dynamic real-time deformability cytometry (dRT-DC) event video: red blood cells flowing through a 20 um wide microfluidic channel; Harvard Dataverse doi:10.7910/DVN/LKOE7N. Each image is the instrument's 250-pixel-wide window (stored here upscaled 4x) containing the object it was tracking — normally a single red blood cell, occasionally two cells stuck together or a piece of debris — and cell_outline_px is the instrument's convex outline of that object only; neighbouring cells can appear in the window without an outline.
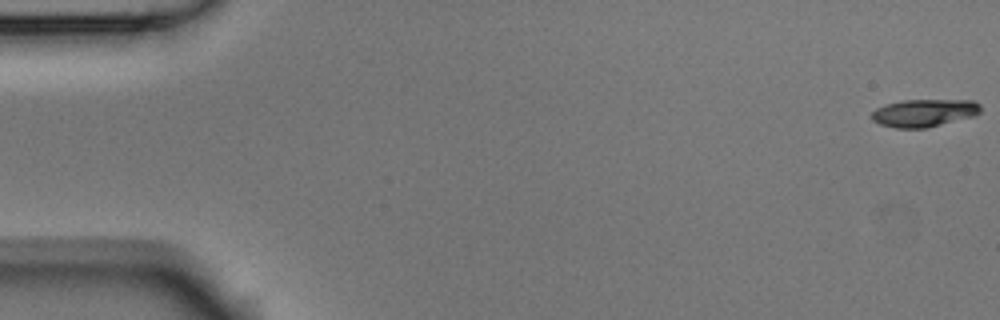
{"species": "Egyptian fruit bat (a non-hibernating species)", "species_latin": "Rousettus aegyptiacus", "temperature_condition": "room temperature", "stored_images_in_passage": 5, "camera_frame_rate_fps": 3000, "um_per_image_px": 0.085, "animal": {"sex": "male"}, "frame": {"image": 1, "passage_image": 1, "time_ms": 0.0, "image_size_px": [1000, 320], "cell_outline_px": [[980, 112], [976, 116], [928, 128], [896, 128], [880, 124], [872, 120], [868, 116], [876, 108], [888, 104], [904, 100], [972, 100], [980, 104]], "centroid_in_image_um": [78.56, 9.61], "position_along_channel_um": 6.4, "area_um2": 17.74}}
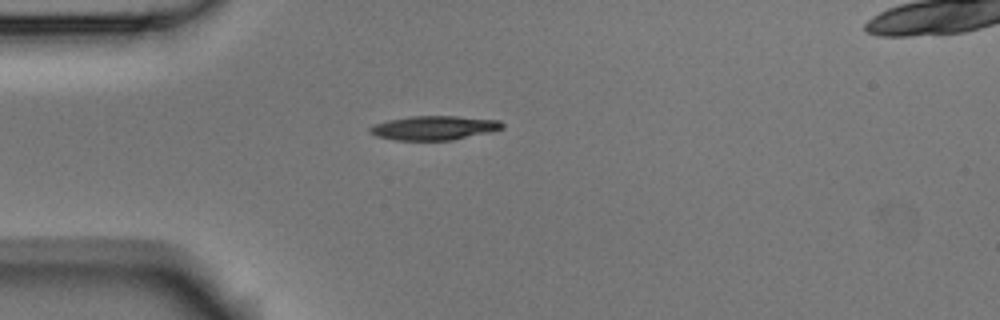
{"frame": {"image": 2, "passage_image": 5, "time_ms": 1.333, "image_size_px": [1000, 320], "cell_outline_px": [[504, 128], [492, 132], [452, 140], [396, 140], [376, 136], [368, 132], [368, 128], [372, 124], [388, 120], [412, 116], [456, 116], [500, 120], [504, 124]], "centroid_in_image_um": [36.9, 10.87], "position_along_channel_um": 48.1, "area_um2": 18.79}}